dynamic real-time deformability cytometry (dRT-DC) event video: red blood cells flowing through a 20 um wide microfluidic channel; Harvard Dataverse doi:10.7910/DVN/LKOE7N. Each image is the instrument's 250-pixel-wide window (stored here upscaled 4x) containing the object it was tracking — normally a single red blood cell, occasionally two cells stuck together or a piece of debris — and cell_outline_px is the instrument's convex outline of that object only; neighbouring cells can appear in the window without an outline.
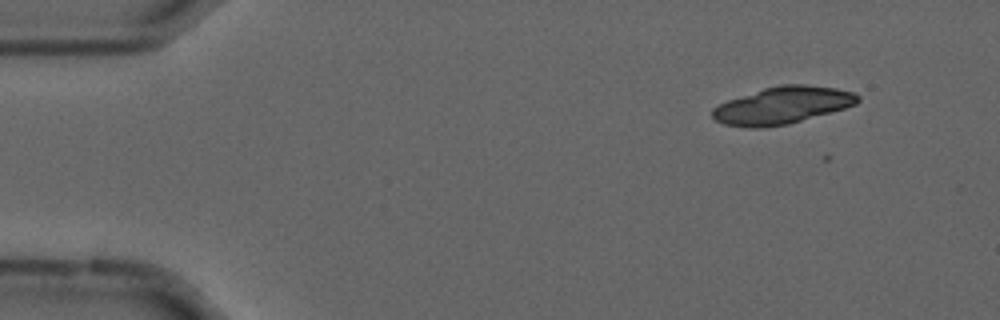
{"species": "common noctule bat (a hibernating species)", "species_latin": "Nyctalus noctula", "temperature_condition": "cold", "stored_images_in_passage": 2, "camera_frame_rate_fps": 3000, "um_per_image_px": 0.085, "animal": {"sex": "male", "forearm_length_mm": 52.5}, "frame": {"image": 1, "passage_image": 1, "time_ms": 0.0, "image_size_px": [1000, 320], "cell_outline_px": [[860, 100], [856, 104], [844, 108], [788, 124], [764, 128], [752, 128], [724, 124], [716, 120], [712, 116], [712, 108], [728, 100], [764, 88], [780, 84], [804, 84], [836, 88], [852, 92], [860, 96]], "centroid_in_image_um": [66.5, 8.95], "position_along_channel_um": 18.5, "area_um2": 31.27}}